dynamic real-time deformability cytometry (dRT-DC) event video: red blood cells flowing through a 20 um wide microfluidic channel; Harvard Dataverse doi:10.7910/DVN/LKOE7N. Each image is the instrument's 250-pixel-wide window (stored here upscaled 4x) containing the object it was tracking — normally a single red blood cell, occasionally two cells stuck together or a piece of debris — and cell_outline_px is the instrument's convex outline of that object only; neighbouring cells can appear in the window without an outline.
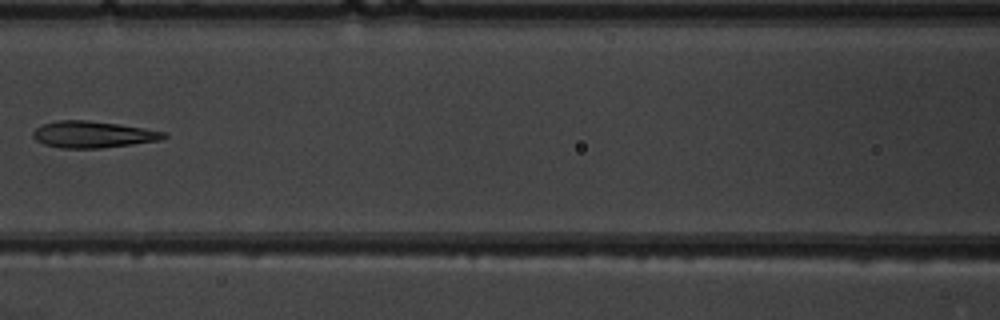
{"species": "common noctule bat (a hibernating species)", "species_latin": "Nyctalus noctula", "temperature_condition": "warm", "stored_images_in_passage": 7, "camera_frame_rate_fps": 3000, "um_per_image_px": 0.085, "animal": {"sex": "male", "body_mass_g": 19.5, "forearm_length_mm": 54.6}, "frame": {"image": 1, "passage_image": 7, "time_ms": 7.0, "image_size_px": [1000, 320], "cell_outline_px": [[168, 136], [160, 140], [132, 144], [100, 148], [60, 148], [44, 144], [36, 140], [32, 136], [32, 132], [36, 128], [44, 124], [60, 120], [88, 120], [120, 124], [144, 128], [164, 132]], "centroid_in_image_um": [7.89, 11.43], "position_along_channel_um": 158.7, "area_um2": 20.17}}